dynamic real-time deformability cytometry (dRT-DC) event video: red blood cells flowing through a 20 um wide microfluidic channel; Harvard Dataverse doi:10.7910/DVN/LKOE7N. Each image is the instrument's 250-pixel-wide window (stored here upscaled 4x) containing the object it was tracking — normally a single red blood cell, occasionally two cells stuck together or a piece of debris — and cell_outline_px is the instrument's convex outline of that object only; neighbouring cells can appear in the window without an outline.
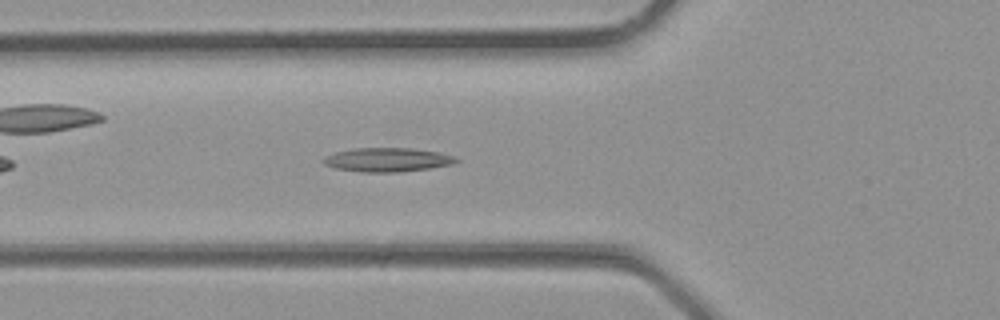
{"species": "common noctule bat (a hibernating species)", "species_latin": "Nyctalus noctula", "temperature_condition": "room temperature", "stored_images_in_passage": 23, "camera_frame_rate_fps": 3000, "um_per_image_px": 0.085, "animal": {"sex": "male", "body_mass_g": 23.1, "forearm_length_mm": 52.7}, "frame": {"image": 1, "passage_image": 4, "time_ms": 1.0, "image_size_px": [1000, 320], "cell_outline_px": [[460, 160], [452, 164], [428, 168], [400, 172], [360, 172], [336, 168], [324, 164], [320, 160], [324, 156], [336, 152], [352, 148], [412, 148], [440, 152], [452, 156]], "centroid_in_image_um": [32.89, 13.57], "position_along_channel_um": 92.9, "area_um2": 18.55}}
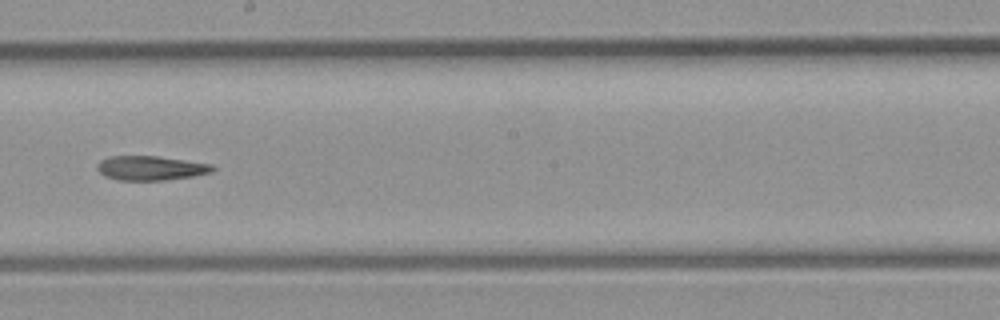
{"frame": {"image": 2, "passage_image": 11, "time_ms": 3.333, "image_size_px": [1000, 320], "cell_outline_px": [[216, 168], [212, 172], [192, 176], [164, 180], [116, 180], [104, 176], [96, 168], [96, 164], [100, 160], [112, 156], [156, 156], [212, 164]], "centroid_in_image_um": [12.78, 14.29], "position_along_channel_um": 235.4, "area_um2": 16.36}}
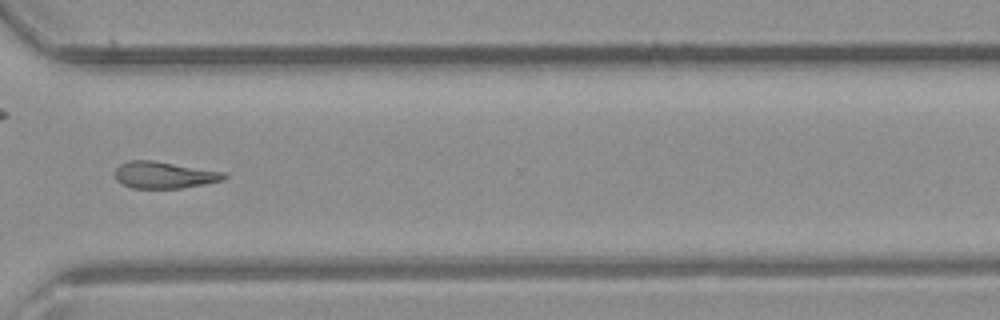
{"frame": {"image": 3, "passage_image": 17, "time_ms": 5.333, "image_size_px": [1000, 320], "cell_outline_px": [[228, 176], [224, 180], [204, 184], [180, 188], [132, 188], [116, 180], [116, 168], [120, 164], [128, 160], [152, 160], [224, 172]], "centroid_in_image_um": [13.95, 14.87], "position_along_channel_um": 356.6, "area_um2": 16.88}}